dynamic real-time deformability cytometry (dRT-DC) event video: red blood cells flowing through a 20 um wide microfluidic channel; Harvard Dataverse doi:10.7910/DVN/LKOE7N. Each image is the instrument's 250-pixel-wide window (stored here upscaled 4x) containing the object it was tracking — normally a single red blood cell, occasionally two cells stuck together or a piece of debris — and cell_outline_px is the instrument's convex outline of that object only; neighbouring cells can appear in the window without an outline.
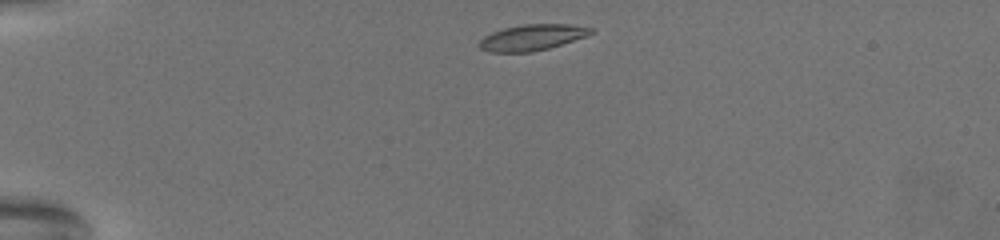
{"species": "common noctule bat (a hibernating species)", "species_latin": "Nyctalus noctula", "temperature_condition": "warm", "stored_images_in_passage": 47, "camera_frame_rate_fps": 3000, "um_per_image_px": 0.085, "animal": {"sex": "female", "body_mass_g": 19.5, "forearm_length_mm": 54.1}, "frame": {"image": 1, "passage_image": 2, "time_ms": 0.333, "image_size_px": [1000, 240], "cell_outline_px": [[596, 32], [588, 36], [548, 48], [532, 52], [488, 52], [480, 48], [476, 44], [484, 36], [492, 32], [504, 28], [524, 24], [568, 24], [596, 28]], "centroid_in_image_um": [45.26, 3.18], "position_along_channel_um": 39.7, "area_um2": 17.11}}
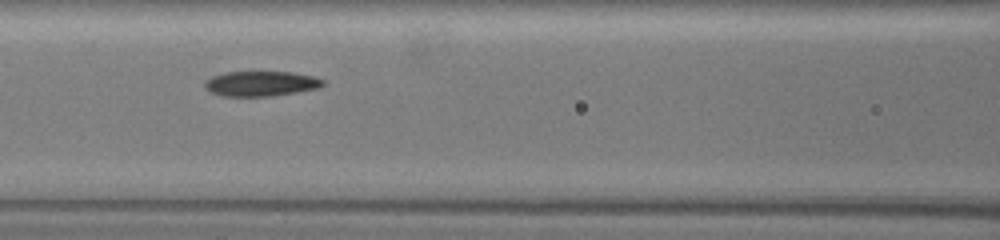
{"frame": {"image": 2, "passage_image": 18, "time_ms": 5.667, "image_size_px": [1000, 240], "cell_outline_px": [[324, 84], [316, 88], [296, 92], [268, 96], [224, 96], [212, 92], [204, 88], [204, 80], [212, 76], [224, 72], [292, 72], [316, 76], [324, 80]], "centroid_in_image_um": [22.15, 7.09], "position_along_channel_um": 144.4, "area_um2": 17.22}}
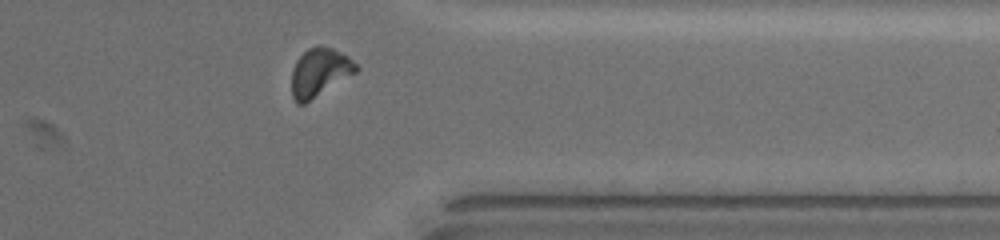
{"frame": {"image": 3, "passage_image": 42, "time_ms": 13.667, "image_size_px": [1000, 240], "cell_outline_px": [[360, 68], [356, 72], [304, 104], [296, 104], [292, 96], [292, 68], [296, 60], [308, 48], [316, 44], [320, 44], [332, 48], [348, 56]], "centroid_in_image_um": [27.14, 6.13], "position_along_channel_um": 384.3, "area_um2": 18.15}, "authors_computed_cell_mechanics": {"area_um2": 17.918, "velocity_mm_per_s": 3.0527, "shape_relaxation_time_tau1_ms": 9.0456, "shape_relaxation_time_tau2_ms": 2.7811, "deformation_change_tau1": 0.2267, "deformation_change_tau2": 0.0862}}